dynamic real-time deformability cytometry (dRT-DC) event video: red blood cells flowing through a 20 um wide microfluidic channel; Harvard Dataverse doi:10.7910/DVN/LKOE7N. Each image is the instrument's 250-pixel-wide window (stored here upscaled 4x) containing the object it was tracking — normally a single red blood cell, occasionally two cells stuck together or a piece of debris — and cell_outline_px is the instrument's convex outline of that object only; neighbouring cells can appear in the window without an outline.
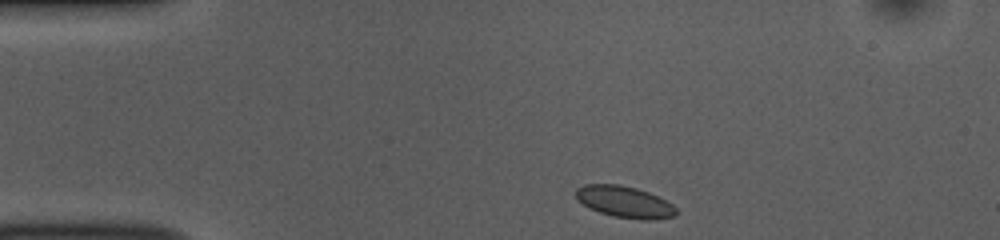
{"species": "common noctule bat (a hibernating species)", "species_latin": "Nyctalus noctula", "temperature_condition": "room temperature", "stored_images_in_passage": 44, "camera_frame_rate_fps": 3000, "um_per_image_px": 0.085, "animal": {"sex": "female", "body_mass_g": 10.0, "forearm_length_mm": 53.1}, "frame": {"image": 1, "passage_image": 1, "time_ms": 0.0, "image_size_px": [1000, 240], "cell_outline_px": [[676, 216], [652, 220], [640, 220], [612, 216], [588, 208], [576, 200], [576, 188], [584, 184], [620, 184], [636, 188], [648, 192], [672, 204], [676, 208]], "centroid_in_image_um": [53.06, 17.16], "position_along_channel_um": 31.9, "area_um2": 18.55}}
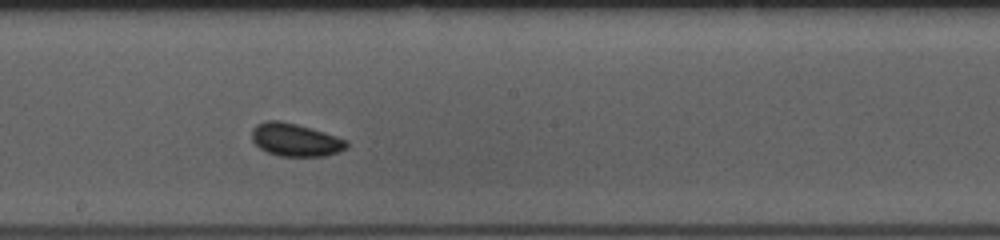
{"frame": {"image": 2, "passage_image": 20, "time_ms": 6.333, "image_size_px": [1000, 240], "cell_outline_px": [[348, 148], [340, 152], [324, 156], [280, 156], [268, 152], [260, 148], [252, 140], [252, 128], [256, 124], [264, 120], [280, 120], [312, 128], [348, 140]], "centroid_in_image_um": [25.12, 11.88], "position_along_channel_um": 223.1, "area_um2": 18.32}}
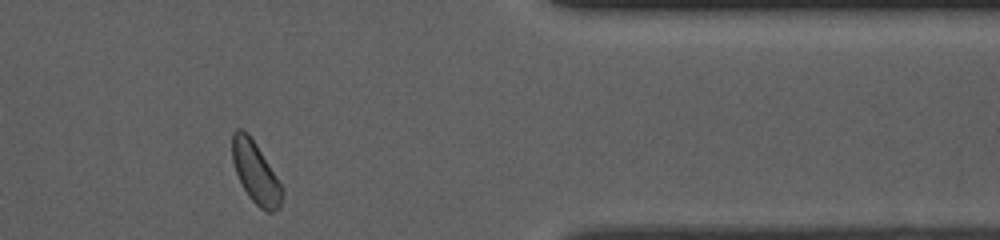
{"frame": {"image": 3, "passage_image": 35, "time_ms": 11.333, "image_size_px": [1000, 240], "cell_outline_px": [[284, 192], [280, 208], [272, 212], [268, 212], [260, 208], [248, 196], [236, 172], [232, 160], [232, 132], [236, 128], [240, 128], [248, 132], [256, 144], [280, 184]], "centroid_in_image_um": [21.71, 14.66], "position_along_channel_um": 389.7, "area_um2": 17.63}}